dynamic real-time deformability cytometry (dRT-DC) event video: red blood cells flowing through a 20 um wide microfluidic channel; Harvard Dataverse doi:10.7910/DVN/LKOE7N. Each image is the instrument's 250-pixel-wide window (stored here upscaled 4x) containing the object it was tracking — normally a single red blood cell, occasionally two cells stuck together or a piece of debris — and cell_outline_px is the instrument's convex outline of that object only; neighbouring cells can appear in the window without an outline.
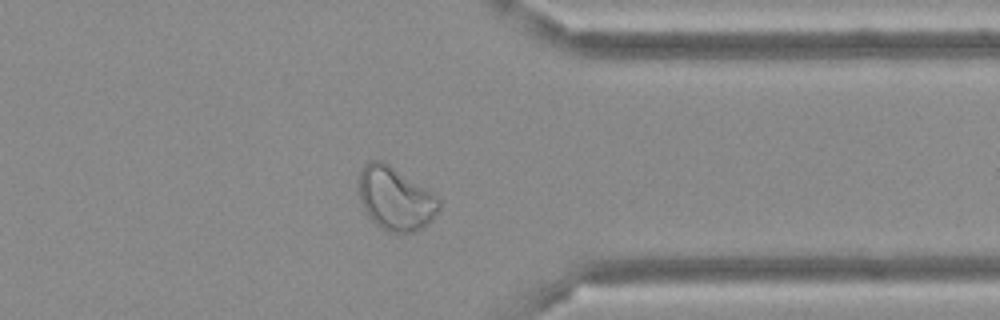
{"species": "Egyptian fruit bat (a non-hibernating species)", "species_latin": "Rousettus aegyptiacus", "temperature_condition": "cold", "stored_images_in_passage": 48, "camera_frame_rate_fps": 3000, "um_per_image_px": 0.085, "frame": {"image": 1, "passage_image": 38, "time_ms": 12.333, "image_size_px": [1000, 320], "cell_outline_px": [[440, 208], [432, 220], [428, 224], [416, 232], [388, 232], [376, 224], [368, 216], [360, 200], [356, 188], [360, 172], [364, 164], [368, 160], [384, 160], [432, 192], [440, 200]], "centroid_in_image_um": [33.58, 16.86], "position_along_channel_um": 377.8, "area_um2": 30.0}}
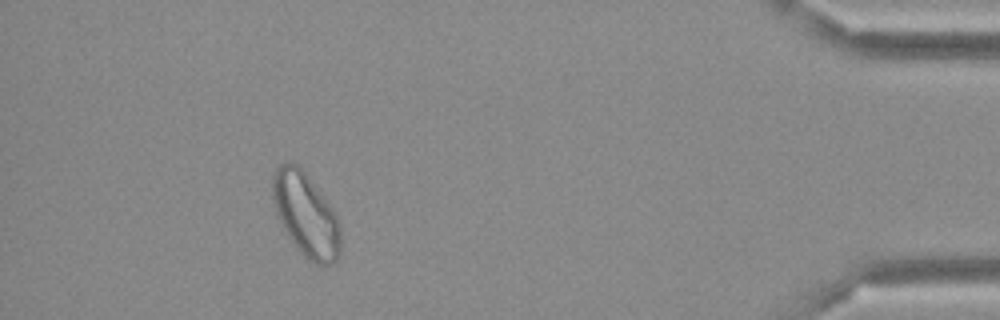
{"frame": {"image": 2, "passage_image": 44, "time_ms": 14.333, "image_size_px": [1000, 320], "cell_outline_px": [[340, 252], [336, 260], [332, 264], [316, 264], [308, 260], [296, 248], [288, 236], [276, 216], [272, 200], [272, 176], [276, 168], [280, 164], [296, 164], [304, 172], [332, 208], [340, 224]], "centroid_in_image_um": [25.97, 18.29], "position_along_channel_um": 409.2, "area_um2": 32.89}}